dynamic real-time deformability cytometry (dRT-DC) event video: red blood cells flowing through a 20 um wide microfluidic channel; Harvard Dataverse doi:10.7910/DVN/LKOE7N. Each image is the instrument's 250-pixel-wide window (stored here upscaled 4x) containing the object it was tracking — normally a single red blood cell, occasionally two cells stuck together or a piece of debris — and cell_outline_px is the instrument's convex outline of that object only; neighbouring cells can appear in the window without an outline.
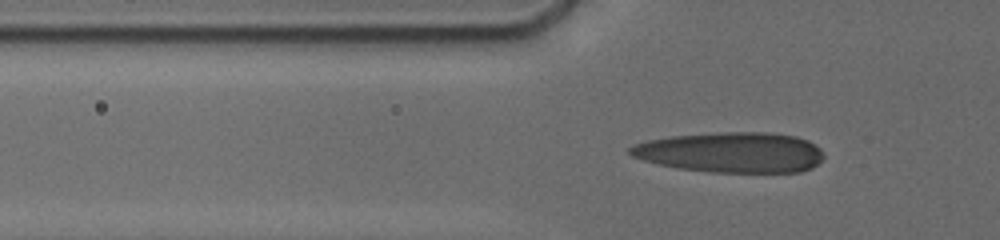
{"species": "human", "species_latin": "Homo sapiens", "temperature_condition": "cold", "stored_images_in_passage": 41, "camera_frame_rate_fps": 3000, "um_per_image_px": 0.085, "donor": {"sex": "male"}, "frame": {"image": 1, "passage_image": 29, "time_ms": 6.667, "image_size_px": [1000, 240], "cell_outline_px": [[824, 156], [812, 168], [800, 172], [712, 172], [680, 168], [660, 164], [644, 160], [632, 156], [628, 152], [628, 148], [632, 144], [648, 140], [668, 136], [724, 132], [768, 132], [796, 136], [808, 140], [820, 148], [824, 152]], "centroid_in_image_um": [62.15, 12.94], "position_along_channel_um": 63.6, "area_um2": 45.66}}
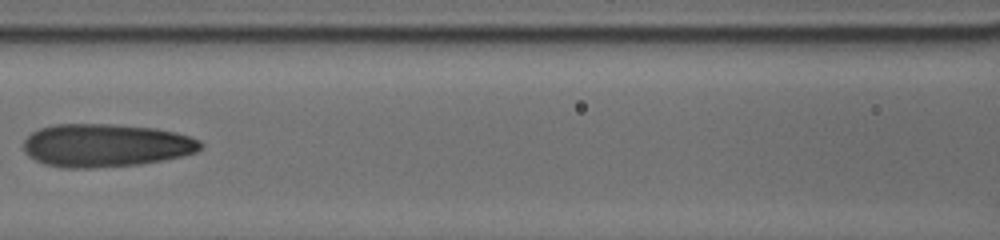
{"frame": {"image": 2, "passage_image": 38, "time_ms": 9.333, "image_size_px": [1000, 240], "cell_outline_px": [[204, 148], [196, 152], [184, 156], [140, 164], [92, 168], [64, 168], [44, 164], [28, 156], [24, 152], [24, 140], [32, 132], [40, 128], [52, 124], [112, 124], [156, 128], [176, 132], [200, 140], [204, 144]], "centroid_in_image_um": [9.01, 12.35], "position_along_channel_um": 157.6, "area_um2": 44.8}}
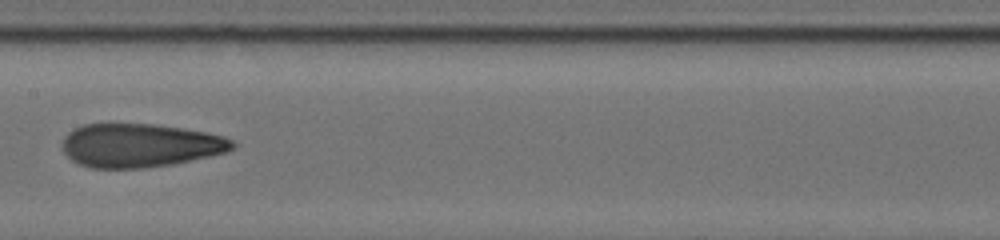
{"frame": {"image": 3, "passage_image": 40, "time_ms": 10.333, "image_size_px": [1000, 240], "cell_outline_px": [[236, 144], [232, 148], [224, 152], [208, 156], [172, 164], [144, 168], [92, 168], [80, 164], [72, 160], [64, 152], [64, 136], [68, 132], [84, 124], [152, 124], [184, 128], [208, 132], [224, 136], [232, 140]], "centroid_in_image_um": [11.91, 12.35], "position_along_channel_um": 195.5, "area_um2": 42.95}}